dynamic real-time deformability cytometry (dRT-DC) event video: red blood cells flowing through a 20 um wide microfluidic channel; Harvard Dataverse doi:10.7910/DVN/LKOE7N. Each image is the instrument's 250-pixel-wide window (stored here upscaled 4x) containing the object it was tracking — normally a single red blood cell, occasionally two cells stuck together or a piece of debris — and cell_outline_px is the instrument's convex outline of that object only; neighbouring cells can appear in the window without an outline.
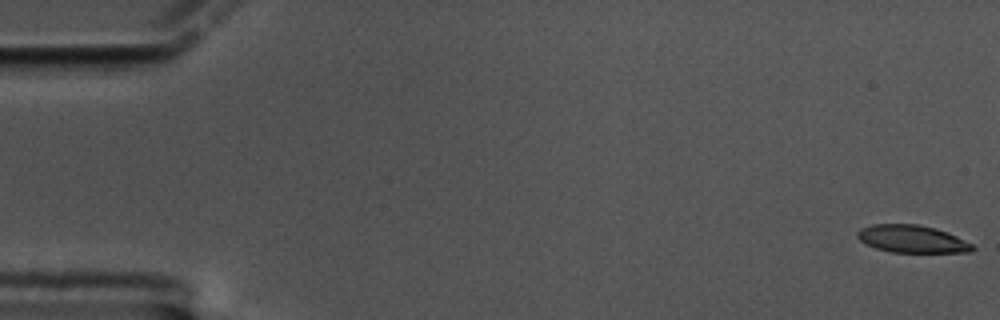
{"species": "common noctule bat (a hibernating species)", "species_latin": "Nyctalus noctula", "temperature_condition": "cold", "stored_images_in_passage": 59, "camera_frame_rate_fps": 3000, "um_per_image_px": 0.085, "animal": {"sex": "male", "body_mass_g": 17.5, "forearm_length_mm": 52.3}, "frame": {"image": 1, "passage_image": 1, "time_ms": 0.0, "image_size_px": [1000, 320], "cell_outline_px": [[976, 248], [972, 252], [892, 252], [876, 248], [860, 240], [856, 236], [856, 232], [860, 228], [872, 224], [916, 224], [936, 228], [948, 232], [972, 244]], "centroid_in_image_um": [77.52, 20.3], "position_along_channel_um": 7.5, "area_um2": 18.44}}
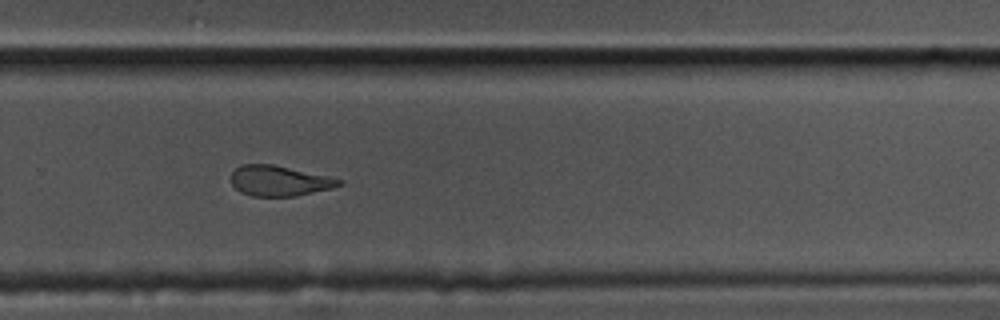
{"frame": {"image": 2, "passage_image": 40, "time_ms": 13.0, "image_size_px": [1000, 320], "cell_outline_px": [[344, 184], [332, 188], [296, 196], [252, 196], [240, 192], [232, 184], [232, 172], [236, 168], [244, 164], [272, 164], [328, 176], [340, 180]], "centroid_in_image_um": [23.73, 15.37], "position_along_channel_um": 306.1, "area_um2": 18.9}}
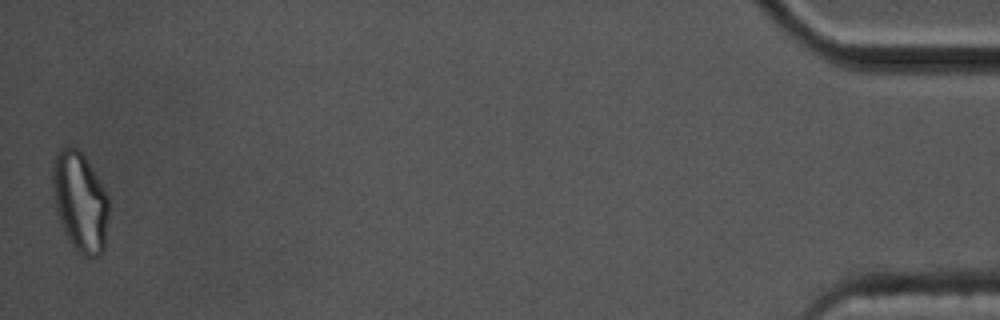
{"frame": {"image": 3, "passage_image": 59, "time_ms": 19.333, "image_size_px": [1000, 320], "cell_outline_px": [[108, 216], [104, 248], [100, 256], [84, 256], [72, 244], [64, 232], [56, 208], [52, 188], [52, 168], [56, 152], [60, 148], [76, 148], [84, 156], [108, 196]], "centroid_in_image_um": [6.8, 17.15], "position_along_channel_um": 428.4, "area_um2": 32.08}, "authors_computed_cell_mechanics": {"area_um2": 20.3456, "velocity_mm_per_s": 3.392, "shape_relaxation_time_tau1_ms": 6.0549, "shape_relaxation_time_tau2_ms": 3.6479, "deformation_change_tau1": 0.1845, "deformation_change_tau2": 0.1152}}